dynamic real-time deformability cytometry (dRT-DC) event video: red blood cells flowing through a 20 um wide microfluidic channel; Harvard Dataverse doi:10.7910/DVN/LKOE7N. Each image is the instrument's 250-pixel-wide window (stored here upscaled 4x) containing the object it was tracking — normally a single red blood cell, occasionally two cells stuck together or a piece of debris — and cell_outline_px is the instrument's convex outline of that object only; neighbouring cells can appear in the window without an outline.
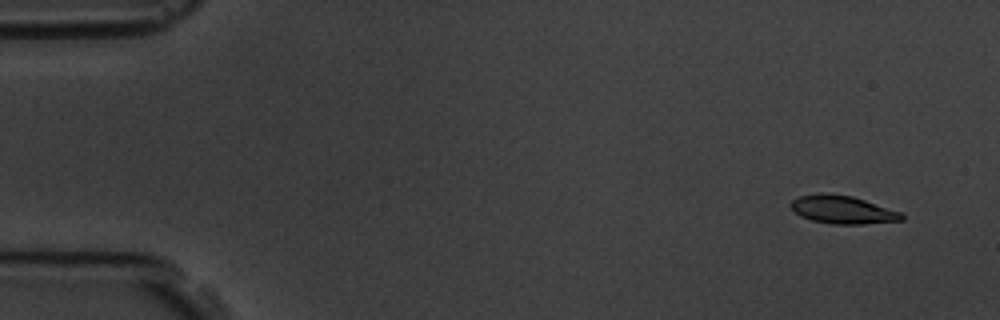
{"species": "common noctule bat (a hibernating species)", "species_latin": "Nyctalus noctula", "temperature_condition": "room temperature", "stored_images_in_passage": 5, "camera_frame_rate_fps": 3000, "um_per_image_px": 0.085, "animal": {"sex": "male", "body_mass_g": 19.5, "forearm_length_mm": 54.6}, "frame": {"image": 1, "passage_image": 1, "time_ms": 0.0, "image_size_px": [1000, 320], "cell_outline_px": [[904, 220], [864, 224], [832, 224], [812, 220], [800, 216], [788, 204], [792, 200], [800, 196], [820, 192], [824, 192], [852, 196], [900, 212], [904, 216]], "centroid_in_image_um": [71.59, 17.82], "position_along_channel_um": 13.4, "area_um2": 18.09}}